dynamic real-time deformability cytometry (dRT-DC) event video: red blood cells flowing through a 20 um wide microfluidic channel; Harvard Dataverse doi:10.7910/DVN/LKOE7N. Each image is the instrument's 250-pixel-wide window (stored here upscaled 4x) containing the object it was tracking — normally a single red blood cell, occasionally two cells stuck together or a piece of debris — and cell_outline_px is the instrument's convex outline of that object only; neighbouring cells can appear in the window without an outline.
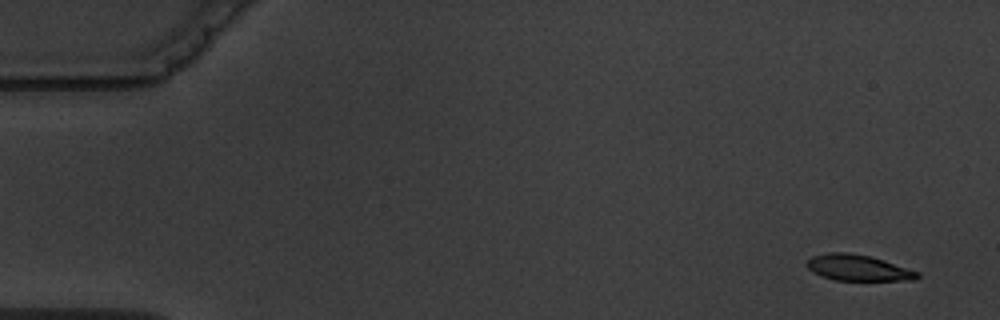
{"species": "common noctule bat (a hibernating species)", "species_latin": "Nyctalus noctula", "temperature_condition": "warm", "stored_images_in_passage": 5, "camera_frame_rate_fps": 3000, "um_per_image_px": 0.085, "animal": {"sex": "male", "body_mass_g": 19.5, "forearm_length_mm": 54.6}, "frame": {"image": 1, "passage_image": 1, "time_ms": 0.0, "image_size_px": [1000, 320], "cell_outline_px": [[920, 276], [916, 280], [832, 280], [820, 276], [812, 272], [804, 264], [812, 256], [828, 252], [848, 252], [872, 256], [920, 272]], "centroid_in_image_um": [72.91, 22.76], "position_along_channel_um": 12.1, "area_um2": 16.99}}
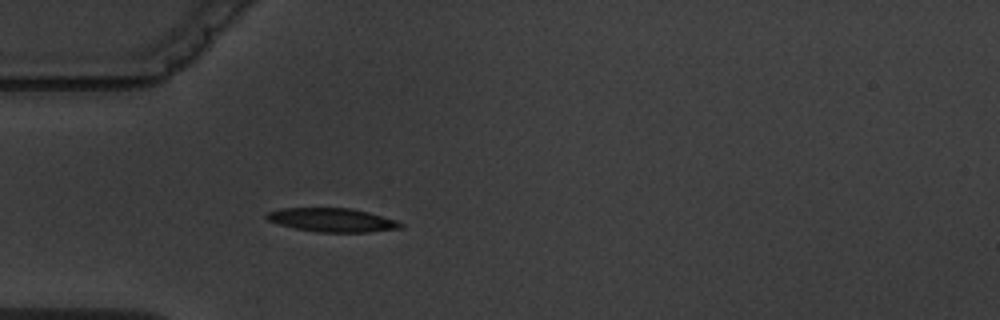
{"frame": {"image": 2, "passage_image": 5, "time_ms": 4.667, "image_size_px": [1000, 320], "cell_outline_px": [[404, 228], [368, 232], [316, 232], [296, 228], [280, 224], [268, 220], [264, 216], [268, 212], [280, 208], [352, 208], [368, 212], [396, 220], [404, 224]], "centroid_in_image_um": [28.26, 18.7], "position_along_channel_um": 56.7, "area_um2": 18.5}}